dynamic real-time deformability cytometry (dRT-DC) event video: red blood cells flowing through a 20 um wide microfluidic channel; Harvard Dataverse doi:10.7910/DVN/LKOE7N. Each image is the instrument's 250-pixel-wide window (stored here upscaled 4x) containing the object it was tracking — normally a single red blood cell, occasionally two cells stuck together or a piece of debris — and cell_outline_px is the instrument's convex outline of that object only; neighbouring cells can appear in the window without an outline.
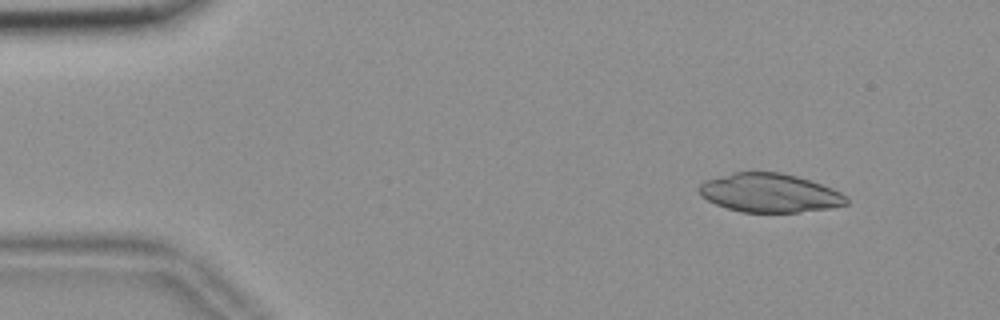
{"species": "common noctule bat (a hibernating species)", "species_latin": "Nyctalus noctula", "temperature_condition": "room temperature", "stored_images_in_passage": 53, "camera_frame_rate_fps": 3000, "um_per_image_px": 0.085, "animal": {"sex": "female", "body_mass_g": 18.4}, "frame": {"image": 1, "passage_image": 5, "time_ms": 1.333, "image_size_px": [1000, 320], "cell_outline_px": [[848, 204], [832, 208], [800, 212], [740, 212], [716, 204], [700, 196], [696, 188], [704, 180], [732, 172], [780, 172], [796, 176], [832, 188], [848, 196]], "centroid_in_image_um": [65.4, 16.4], "position_along_channel_um": 19.6, "area_um2": 33.47}}